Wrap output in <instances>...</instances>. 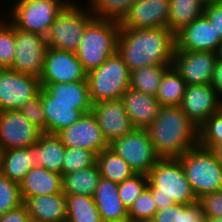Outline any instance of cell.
Wrapping results in <instances>:
<instances>
[{
    "instance_id": "1",
    "label": "cell",
    "mask_w": 222,
    "mask_h": 222,
    "mask_svg": "<svg viewBox=\"0 0 222 222\" xmlns=\"http://www.w3.org/2000/svg\"><path fill=\"white\" fill-rule=\"evenodd\" d=\"M175 49V33L168 27L120 28L117 52L130 72L149 65H171Z\"/></svg>"
},
{
    "instance_id": "2",
    "label": "cell",
    "mask_w": 222,
    "mask_h": 222,
    "mask_svg": "<svg viewBox=\"0 0 222 222\" xmlns=\"http://www.w3.org/2000/svg\"><path fill=\"white\" fill-rule=\"evenodd\" d=\"M146 130L160 159L180 158L198 145V128L180 106H162Z\"/></svg>"
},
{
    "instance_id": "3",
    "label": "cell",
    "mask_w": 222,
    "mask_h": 222,
    "mask_svg": "<svg viewBox=\"0 0 222 222\" xmlns=\"http://www.w3.org/2000/svg\"><path fill=\"white\" fill-rule=\"evenodd\" d=\"M148 179L147 187L152 192L158 210L175 204L198 202L178 158L159 159L148 173Z\"/></svg>"
},
{
    "instance_id": "4",
    "label": "cell",
    "mask_w": 222,
    "mask_h": 222,
    "mask_svg": "<svg viewBox=\"0 0 222 222\" xmlns=\"http://www.w3.org/2000/svg\"><path fill=\"white\" fill-rule=\"evenodd\" d=\"M119 35L120 24L114 20L94 18L86 26L75 54L87 73L117 53Z\"/></svg>"
},
{
    "instance_id": "5",
    "label": "cell",
    "mask_w": 222,
    "mask_h": 222,
    "mask_svg": "<svg viewBox=\"0 0 222 222\" xmlns=\"http://www.w3.org/2000/svg\"><path fill=\"white\" fill-rule=\"evenodd\" d=\"M178 159L197 199L222 189V166L210 149L197 145Z\"/></svg>"
},
{
    "instance_id": "6",
    "label": "cell",
    "mask_w": 222,
    "mask_h": 222,
    "mask_svg": "<svg viewBox=\"0 0 222 222\" xmlns=\"http://www.w3.org/2000/svg\"><path fill=\"white\" fill-rule=\"evenodd\" d=\"M86 80L93 104L117 100L129 88L130 71L117 52L98 68L89 71Z\"/></svg>"
},
{
    "instance_id": "7",
    "label": "cell",
    "mask_w": 222,
    "mask_h": 222,
    "mask_svg": "<svg viewBox=\"0 0 222 222\" xmlns=\"http://www.w3.org/2000/svg\"><path fill=\"white\" fill-rule=\"evenodd\" d=\"M77 4L71 0L55 18L46 36L48 47L75 53L86 26L95 18L88 6Z\"/></svg>"
},
{
    "instance_id": "8",
    "label": "cell",
    "mask_w": 222,
    "mask_h": 222,
    "mask_svg": "<svg viewBox=\"0 0 222 222\" xmlns=\"http://www.w3.org/2000/svg\"><path fill=\"white\" fill-rule=\"evenodd\" d=\"M70 1L16 0L8 17L17 28L46 37L55 18Z\"/></svg>"
},
{
    "instance_id": "9",
    "label": "cell",
    "mask_w": 222,
    "mask_h": 222,
    "mask_svg": "<svg viewBox=\"0 0 222 222\" xmlns=\"http://www.w3.org/2000/svg\"><path fill=\"white\" fill-rule=\"evenodd\" d=\"M109 148L121 156L136 174L148 175L160 159L146 129L134 128L123 137L114 139Z\"/></svg>"
},
{
    "instance_id": "10",
    "label": "cell",
    "mask_w": 222,
    "mask_h": 222,
    "mask_svg": "<svg viewBox=\"0 0 222 222\" xmlns=\"http://www.w3.org/2000/svg\"><path fill=\"white\" fill-rule=\"evenodd\" d=\"M47 48L45 36L15 26V53L10 69L40 78Z\"/></svg>"
},
{
    "instance_id": "11",
    "label": "cell",
    "mask_w": 222,
    "mask_h": 222,
    "mask_svg": "<svg viewBox=\"0 0 222 222\" xmlns=\"http://www.w3.org/2000/svg\"><path fill=\"white\" fill-rule=\"evenodd\" d=\"M40 78L18 73L10 68L0 69V112L19 110L41 90Z\"/></svg>"
},
{
    "instance_id": "12",
    "label": "cell",
    "mask_w": 222,
    "mask_h": 222,
    "mask_svg": "<svg viewBox=\"0 0 222 222\" xmlns=\"http://www.w3.org/2000/svg\"><path fill=\"white\" fill-rule=\"evenodd\" d=\"M217 52L175 50L171 66L187 85L211 84Z\"/></svg>"
},
{
    "instance_id": "13",
    "label": "cell",
    "mask_w": 222,
    "mask_h": 222,
    "mask_svg": "<svg viewBox=\"0 0 222 222\" xmlns=\"http://www.w3.org/2000/svg\"><path fill=\"white\" fill-rule=\"evenodd\" d=\"M87 72L74 52L47 48L41 85L87 81Z\"/></svg>"
},
{
    "instance_id": "14",
    "label": "cell",
    "mask_w": 222,
    "mask_h": 222,
    "mask_svg": "<svg viewBox=\"0 0 222 222\" xmlns=\"http://www.w3.org/2000/svg\"><path fill=\"white\" fill-rule=\"evenodd\" d=\"M66 148H84L96 155L109 148L96 116L92 111L83 114L78 121L56 134Z\"/></svg>"
},
{
    "instance_id": "15",
    "label": "cell",
    "mask_w": 222,
    "mask_h": 222,
    "mask_svg": "<svg viewBox=\"0 0 222 222\" xmlns=\"http://www.w3.org/2000/svg\"><path fill=\"white\" fill-rule=\"evenodd\" d=\"M43 131L27 120L20 110L0 112V149L25 148L36 143Z\"/></svg>"
},
{
    "instance_id": "16",
    "label": "cell",
    "mask_w": 222,
    "mask_h": 222,
    "mask_svg": "<svg viewBox=\"0 0 222 222\" xmlns=\"http://www.w3.org/2000/svg\"><path fill=\"white\" fill-rule=\"evenodd\" d=\"M180 108L199 128L222 109V99L211 84L187 85Z\"/></svg>"
},
{
    "instance_id": "17",
    "label": "cell",
    "mask_w": 222,
    "mask_h": 222,
    "mask_svg": "<svg viewBox=\"0 0 222 222\" xmlns=\"http://www.w3.org/2000/svg\"><path fill=\"white\" fill-rule=\"evenodd\" d=\"M176 49L218 52L222 40L212 23L203 15L175 33Z\"/></svg>"
},
{
    "instance_id": "18",
    "label": "cell",
    "mask_w": 222,
    "mask_h": 222,
    "mask_svg": "<svg viewBox=\"0 0 222 222\" xmlns=\"http://www.w3.org/2000/svg\"><path fill=\"white\" fill-rule=\"evenodd\" d=\"M170 0H137L119 22L120 28L167 27Z\"/></svg>"
},
{
    "instance_id": "19",
    "label": "cell",
    "mask_w": 222,
    "mask_h": 222,
    "mask_svg": "<svg viewBox=\"0 0 222 222\" xmlns=\"http://www.w3.org/2000/svg\"><path fill=\"white\" fill-rule=\"evenodd\" d=\"M92 112L109 144L134 129L120 99L95 103L92 105Z\"/></svg>"
},
{
    "instance_id": "20",
    "label": "cell",
    "mask_w": 222,
    "mask_h": 222,
    "mask_svg": "<svg viewBox=\"0 0 222 222\" xmlns=\"http://www.w3.org/2000/svg\"><path fill=\"white\" fill-rule=\"evenodd\" d=\"M120 100L134 128L147 129L156 119L161 104L156 96L128 88Z\"/></svg>"
},
{
    "instance_id": "21",
    "label": "cell",
    "mask_w": 222,
    "mask_h": 222,
    "mask_svg": "<svg viewBox=\"0 0 222 222\" xmlns=\"http://www.w3.org/2000/svg\"><path fill=\"white\" fill-rule=\"evenodd\" d=\"M93 198L103 222H129L128 210L119 197L118 183L101 177Z\"/></svg>"
},
{
    "instance_id": "22",
    "label": "cell",
    "mask_w": 222,
    "mask_h": 222,
    "mask_svg": "<svg viewBox=\"0 0 222 222\" xmlns=\"http://www.w3.org/2000/svg\"><path fill=\"white\" fill-rule=\"evenodd\" d=\"M19 186L23 202L29 197L60 193L63 191L62 174L34 166Z\"/></svg>"
},
{
    "instance_id": "23",
    "label": "cell",
    "mask_w": 222,
    "mask_h": 222,
    "mask_svg": "<svg viewBox=\"0 0 222 222\" xmlns=\"http://www.w3.org/2000/svg\"><path fill=\"white\" fill-rule=\"evenodd\" d=\"M26 206L30 218L43 222H66V195L62 192L27 198Z\"/></svg>"
},
{
    "instance_id": "24",
    "label": "cell",
    "mask_w": 222,
    "mask_h": 222,
    "mask_svg": "<svg viewBox=\"0 0 222 222\" xmlns=\"http://www.w3.org/2000/svg\"><path fill=\"white\" fill-rule=\"evenodd\" d=\"M51 96L52 102L76 105L83 114L92 111V101L87 81L41 85Z\"/></svg>"
},
{
    "instance_id": "25",
    "label": "cell",
    "mask_w": 222,
    "mask_h": 222,
    "mask_svg": "<svg viewBox=\"0 0 222 222\" xmlns=\"http://www.w3.org/2000/svg\"><path fill=\"white\" fill-rule=\"evenodd\" d=\"M41 101L48 134H57L74 124L83 115L80 110L76 109V105L52 102V96L44 88H41Z\"/></svg>"
},
{
    "instance_id": "26",
    "label": "cell",
    "mask_w": 222,
    "mask_h": 222,
    "mask_svg": "<svg viewBox=\"0 0 222 222\" xmlns=\"http://www.w3.org/2000/svg\"><path fill=\"white\" fill-rule=\"evenodd\" d=\"M34 151L36 166L62 174L65 146L56 134L43 133L38 141L29 146Z\"/></svg>"
},
{
    "instance_id": "27",
    "label": "cell",
    "mask_w": 222,
    "mask_h": 222,
    "mask_svg": "<svg viewBox=\"0 0 222 222\" xmlns=\"http://www.w3.org/2000/svg\"><path fill=\"white\" fill-rule=\"evenodd\" d=\"M34 166L36 160L30 147L2 151L0 172L15 183L20 184Z\"/></svg>"
},
{
    "instance_id": "28",
    "label": "cell",
    "mask_w": 222,
    "mask_h": 222,
    "mask_svg": "<svg viewBox=\"0 0 222 222\" xmlns=\"http://www.w3.org/2000/svg\"><path fill=\"white\" fill-rule=\"evenodd\" d=\"M101 178L98 165L95 163L86 169L62 175L63 193L67 195L94 196Z\"/></svg>"
},
{
    "instance_id": "29",
    "label": "cell",
    "mask_w": 222,
    "mask_h": 222,
    "mask_svg": "<svg viewBox=\"0 0 222 222\" xmlns=\"http://www.w3.org/2000/svg\"><path fill=\"white\" fill-rule=\"evenodd\" d=\"M96 164L102 178L118 184L136 174L127 162L110 148L96 155Z\"/></svg>"
},
{
    "instance_id": "30",
    "label": "cell",
    "mask_w": 222,
    "mask_h": 222,
    "mask_svg": "<svg viewBox=\"0 0 222 222\" xmlns=\"http://www.w3.org/2000/svg\"><path fill=\"white\" fill-rule=\"evenodd\" d=\"M205 5L199 0H170L167 27L174 33L204 15Z\"/></svg>"
},
{
    "instance_id": "31",
    "label": "cell",
    "mask_w": 222,
    "mask_h": 222,
    "mask_svg": "<svg viewBox=\"0 0 222 222\" xmlns=\"http://www.w3.org/2000/svg\"><path fill=\"white\" fill-rule=\"evenodd\" d=\"M171 65H149L130 72L129 87L156 96L165 71Z\"/></svg>"
},
{
    "instance_id": "32",
    "label": "cell",
    "mask_w": 222,
    "mask_h": 222,
    "mask_svg": "<svg viewBox=\"0 0 222 222\" xmlns=\"http://www.w3.org/2000/svg\"><path fill=\"white\" fill-rule=\"evenodd\" d=\"M66 222H103L92 196H66Z\"/></svg>"
},
{
    "instance_id": "33",
    "label": "cell",
    "mask_w": 222,
    "mask_h": 222,
    "mask_svg": "<svg viewBox=\"0 0 222 222\" xmlns=\"http://www.w3.org/2000/svg\"><path fill=\"white\" fill-rule=\"evenodd\" d=\"M187 84L170 66L164 73L156 94L161 106H180Z\"/></svg>"
},
{
    "instance_id": "34",
    "label": "cell",
    "mask_w": 222,
    "mask_h": 222,
    "mask_svg": "<svg viewBox=\"0 0 222 222\" xmlns=\"http://www.w3.org/2000/svg\"><path fill=\"white\" fill-rule=\"evenodd\" d=\"M205 214L199 202L190 205L175 204L157 210L151 222H204Z\"/></svg>"
},
{
    "instance_id": "35",
    "label": "cell",
    "mask_w": 222,
    "mask_h": 222,
    "mask_svg": "<svg viewBox=\"0 0 222 222\" xmlns=\"http://www.w3.org/2000/svg\"><path fill=\"white\" fill-rule=\"evenodd\" d=\"M137 0H88L86 5L98 19L120 22Z\"/></svg>"
},
{
    "instance_id": "36",
    "label": "cell",
    "mask_w": 222,
    "mask_h": 222,
    "mask_svg": "<svg viewBox=\"0 0 222 222\" xmlns=\"http://www.w3.org/2000/svg\"><path fill=\"white\" fill-rule=\"evenodd\" d=\"M62 175L80 171L96 163V154L84 148H65Z\"/></svg>"
},
{
    "instance_id": "37",
    "label": "cell",
    "mask_w": 222,
    "mask_h": 222,
    "mask_svg": "<svg viewBox=\"0 0 222 222\" xmlns=\"http://www.w3.org/2000/svg\"><path fill=\"white\" fill-rule=\"evenodd\" d=\"M157 210L152 192L146 187L128 210L129 222H151Z\"/></svg>"
},
{
    "instance_id": "38",
    "label": "cell",
    "mask_w": 222,
    "mask_h": 222,
    "mask_svg": "<svg viewBox=\"0 0 222 222\" xmlns=\"http://www.w3.org/2000/svg\"><path fill=\"white\" fill-rule=\"evenodd\" d=\"M220 143H222V109L198 128L199 146L211 150Z\"/></svg>"
},
{
    "instance_id": "39",
    "label": "cell",
    "mask_w": 222,
    "mask_h": 222,
    "mask_svg": "<svg viewBox=\"0 0 222 222\" xmlns=\"http://www.w3.org/2000/svg\"><path fill=\"white\" fill-rule=\"evenodd\" d=\"M0 20V67L10 68L15 53V25L10 20Z\"/></svg>"
},
{
    "instance_id": "40",
    "label": "cell",
    "mask_w": 222,
    "mask_h": 222,
    "mask_svg": "<svg viewBox=\"0 0 222 222\" xmlns=\"http://www.w3.org/2000/svg\"><path fill=\"white\" fill-rule=\"evenodd\" d=\"M23 204L20 186L0 172V216Z\"/></svg>"
},
{
    "instance_id": "41",
    "label": "cell",
    "mask_w": 222,
    "mask_h": 222,
    "mask_svg": "<svg viewBox=\"0 0 222 222\" xmlns=\"http://www.w3.org/2000/svg\"><path fill=\"white\" fill-rule=\"evenodd\" d=\"M148 183V175L134 174L131 178L118 184L120 200L127 210H129L134 201L148 186Z\"/></svg>"
},
{
    "instance_id": "42",
    "label": "cell",
    "mask_w": 222,
    "mask_h": 222,
    "mask_svg": "<svg viewBox=\"0 0 222 222\" xmlns=\"http://www.w3.org/2000/svg\"><path fill=\"white\" fill-rule=\"evenodd\" d=\"M19 110L27 120L41 129L43 133H47L46 117L41 101V90L36 97L27 101Z\"/></svg>"
},
{
    "instance_id": "43",
    "label": "cell",
    "mask_w": 222,
    "mask_h": 222,
    "mask_svg": "<svg viewBox=\"0 0 222 222\" xmlns=\"http://www.w3.org/2000/svg\"><path fill=\"white\" fill-rule=\"evenodd\" d=\"M205 217L222 219V189L198 199Z\"/></svg>"
},
{
    "instance_id": "44",
    "label": "cell",
    "mask_w": 222,
    "mask_h": 222,
    "mask_svg": "<svg viewBox=\"0 0 222 222\" xmlns=\"http://www.w3.org/2000/svg\"><path fill=\"white\" fill-rule=\"evenodd\" d=\"M204 15L212 23L222 40V1L205 5Z\"/></svg>"
},
{
    "instance_id": "45",
    "label": "cell",
    "mask_w": 222,
    "mask_h": 222,
    "mask_svg": "<svg viewBox=\"0 0 222 222\" xmlns=\"http://www.w3.org/2000/svg\"><path fill=\"white\" fill-rule=\"evenodd\" d=\"M28 210L24 204L0 216V222H28Z\"/></svg>"
},
{
    "instance_id": "46",
    "label": "cell",
    "mask_w": 222,
    "mask_h": 222,
    "mask_svg": "<svg viewBox=\"0 0 222 222\" xmlns=\"http://www.w3.org/2000/svg\"><path fill=\"white\" fill-rule=\"evenodd\" d=\"M211 85L217 91L221 99L222 98V61L219 59L216 61V64L214 67Z\"/></svg>"
},
{
    "instance_id": "47",
    "label": "cell",
    "mask_w": 222,
    "mask_h": 222,
    "mask_svg": "<svg viewBox=\"0 0 222 222\" xmlns=\"http://www.w3.org/2000/svg\"><path fill=\"white\" fill-rule=\"evenodd\" d=\"M211 151L214 153L217 162L222 166V143L214 146Z\"/></svg>"
},
{
    "instance_id": "48",
    "label": "cell",
    "mask_w": 222,
    "mask_h": 222,
    "mask_svg": "<svg viewBox=\"0 0 222 222\" xmlns=\"http://www.w3.org/2000/svg\"><path fill=\"white\" fill-rule=\"evenodd\" d=\"M204 222H222L221 218H209V217H205Z\"/></svg>"
},
{
    "instance_id": "49",
    "label": "cell",
    "mask_w": 222,
    "mask_h": 222,
    "mask_svg": "<svg viewBox=\"0 0 222 222\" xmlns=\"http://www.w3.org/2000/svg\"><path fill=\"white\" fill-rule=\"evenodd\" d=\"M201 1L204 5H207V4H212V3H215V2H219L221 0H199Z\"/></svg>"
},
{
    "instance_id": "50",
    "label": "cell",
    "mask_w": 222,
    "mask_h": 222,
    "mask_svg": "<svg viewBox=\"0 0 222 222\" xmlns=\"http://www.w3.org/2000/svg\"><path fill=\"white\" fill-rule=\"evenodd\" d=\"M217 55H218V59L222 61V44L220 45L219 47V50L217 52Z\"/></svg>"
},
{
    "instance_id": "51",
    "label": "cell",
    "mask_w": 222,
    "mask_h": 222,
    "mask_svg": "<svg viewBox=\"0 0 222 222\" xmlns=\"http://www.w3.org/2000/svg\"><path fill=\"white\" fill-rule=\"evenodd\" d=\"M28 222H43V221H39V220H35V219H33V218H30V219L28 220Z\"/></svg>"
},
{
    "instance_id": "52",
    "label": "cell",
    "mask_w": 222,
    "mask_h": 222,
    "mask_svg": "<svg viewBox=\"0 0 222 222\" xmlns=\"http://www.w3.org/2000/svg\"><path fill=\"white\" fill-rule=\"evenodd\" d=\"M1 155H2V150L0 149V167H1Z\"/></svg>"
}]
</instances>
